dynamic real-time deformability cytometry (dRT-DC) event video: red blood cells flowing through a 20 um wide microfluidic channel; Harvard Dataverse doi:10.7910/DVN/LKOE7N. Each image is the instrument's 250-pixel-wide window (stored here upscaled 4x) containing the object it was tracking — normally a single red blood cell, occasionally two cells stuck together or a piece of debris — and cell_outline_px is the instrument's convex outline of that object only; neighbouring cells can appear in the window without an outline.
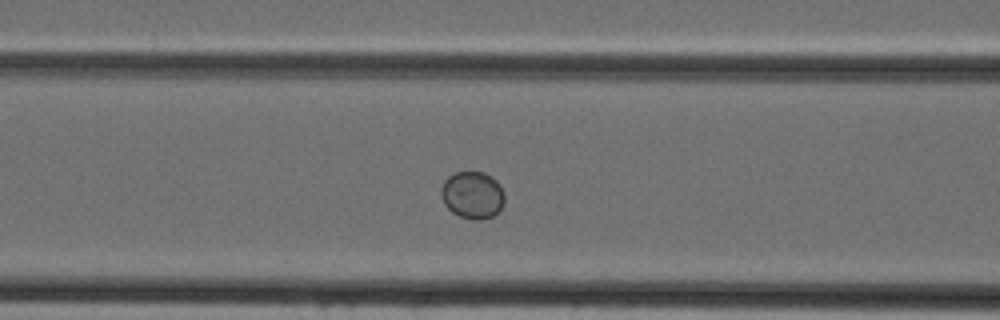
{"species": "Egyptian fruit bat (a non-hibernating species)", "species_latin": "Rousettus aegyptiacus", "temperature_condition": "cold", "stored_images_in_passage": 43, "camera_frame_rate_fps": 3000, "um_per_image_px": 0.085, "animal": {"sex": "female"}, "frame": {"image": 1, "passage_image": 15, "time_ms": 4.667, "image_size_px": [1000, 320], "cell_outline_px": [[504, 200], [500, 208], [492, 216], [480, 220], [472, 220], [460, 216], [452, 212], [444, 204], [440, 196], [440, 188], [444, 180], [448, 176], [456, 172], [484, 172], [492, 176], [500, 184], [504, 192]], "centroid_in_image_um": [40.14, 16.56], "position_along_channel_um": 126.5, "area_um2": 17.63}}
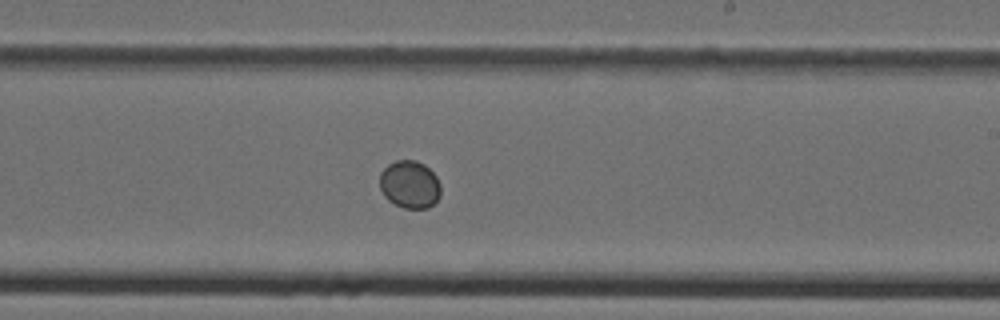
{"frame": {"image": 2, "passage_image": 24, "time_ms": 7.667, "image_size_px": [1000, 320], "cell_outline_px": [[440, 196], [428, 208], [404, 208], [388, 200], [384, 196], [380, 188], [380, 172], [388, 164], [396, 160], [416, 160], [424, 164], [436, 176], [440, 184]], "centroid_in_image_um": [34.81, 15.67], "position_along_channel_um": 254.2, "area_um2": 16.94}}
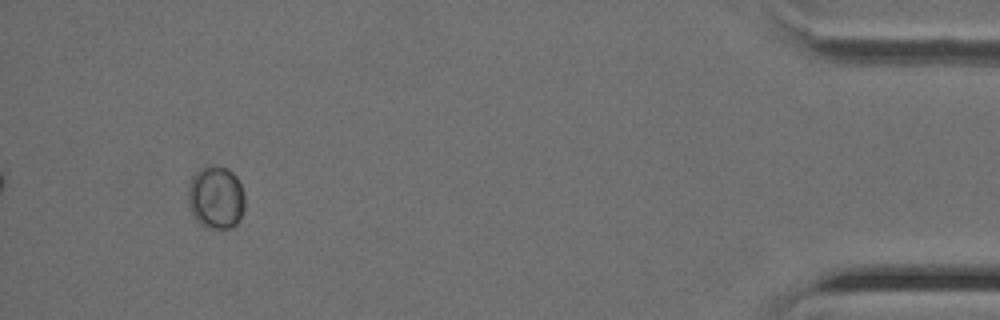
{"frame": {"image": 3, "passage_image": 40, "time_ms": 13.0, "image_size_px": [1000, 320], "cell_outline_px": [[244, 208], [240, 220], [232, 228], [204, 228], [196, 220], [188, 208], [188, 184], [192, 176], [200, 168], [216, 164], [228, 168], [236, 176], [240, 184], [244, 196]], "centroid_in_image_um": [18.33, 16.78], "position_along_channel_um": 416.9, "area_um2": 21.21}}